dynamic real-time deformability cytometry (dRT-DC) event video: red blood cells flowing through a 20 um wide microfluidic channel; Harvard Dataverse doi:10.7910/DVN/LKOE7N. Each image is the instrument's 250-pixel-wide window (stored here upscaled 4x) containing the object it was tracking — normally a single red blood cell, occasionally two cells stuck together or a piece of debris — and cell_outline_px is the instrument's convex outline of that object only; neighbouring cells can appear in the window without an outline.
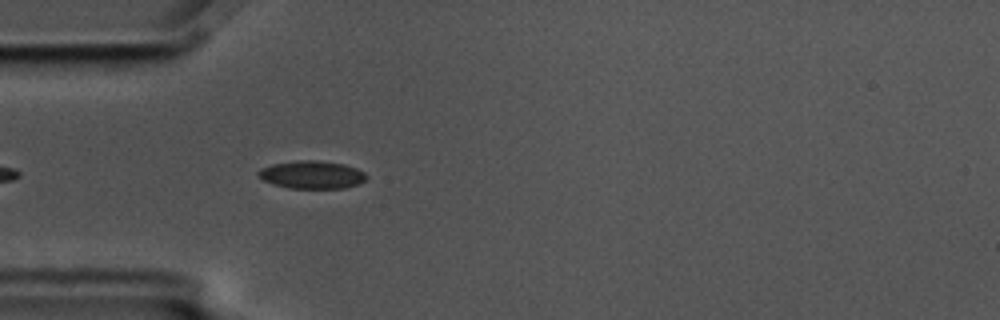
{"species": "common noctule bat (a hibernating species)", "species_latin": "Nyctalus noctula", "temperature_condition": "cold", "stored_images_in_passage": 11, "camera_frame_rate_fps": 3000, "um_per_image_px": 0.085, "animal": {"sex": "male", "body_mass_g": 17.5, "forearm_length_mm": 52.3}, "frame": {"image": 1, "passage_image": 4, "time_ms": 1.0, "image_size_px": [1000, 320], "cell_outline_px": [[368, 176], [360, 184], [344, 188], [288, 188], [264, 180], [256, 172], [260, 168], [272, 164], [300, 160], [316, 160], [344, 164], [356, 168], [364, 172]], "centroid_in_image_um": [26.54, 14.85], "position_along_channel_um": 58.5, "area_um2": 17.46}}